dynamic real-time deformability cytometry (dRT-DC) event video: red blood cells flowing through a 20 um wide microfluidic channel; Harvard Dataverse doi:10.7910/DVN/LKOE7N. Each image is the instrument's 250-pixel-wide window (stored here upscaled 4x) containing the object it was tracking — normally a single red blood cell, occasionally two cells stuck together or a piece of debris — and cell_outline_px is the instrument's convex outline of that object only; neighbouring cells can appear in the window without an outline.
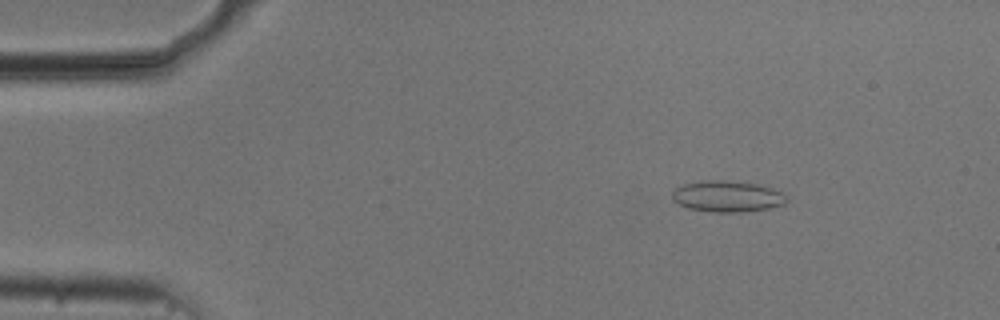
{"species": "common noctule bat (a hibernating species)", "species_latin": "Nyctalus noctula", "temperature_condition": "cold", "stored_images_in_passage": 54, "camera_frame_rate_fps": 3000, "um_per_image_px": 0.085, "animal": {"sex": "male", "body_mass_g": 20.5, "forearm_length_mm": 52.5}, "frame": {"image": 1, "passage_image": 8, "time_ms": 2.333, "image_size_px": [1000, 320], "cell_outline_px": [[788, 200], [784, 204], [768, 208], [744, 212], [712, 212], [688, 208], [672, 200], [672, 192], [676, 188], [684, 184], [708, 180], [724, 180], [760, 184], [772, 188], [788, 196]], "centroid_in_image_um": [61.84, 16.69], "position_along_channel_um": 23.2, "area_um2": 20.81}}
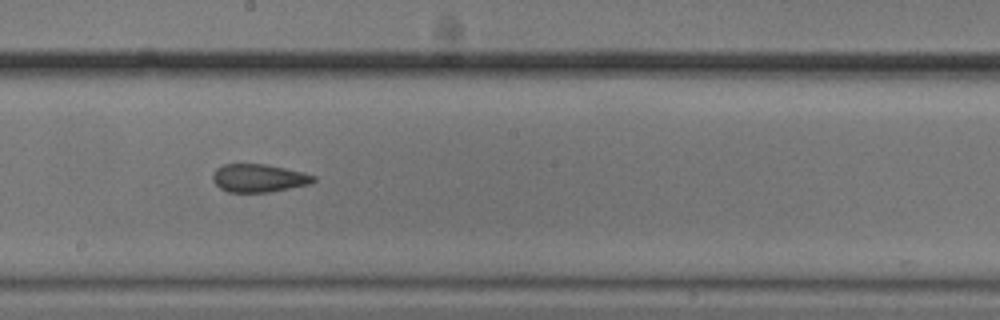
{"frame": {"image": 2, "passage_image": 30, "time_ms": 9.667, "image_size_px": [1000, 320], "cell_outline_px": [[316, 180], [312, 184], [268, 192], [228, 192], [220, 188], [212, 180], [212, 176], [216, 168], [224, 164], [264, 164], [284, 168], [316, 176]], "centroid_in_image_um": [21.98, 15.14], "position_along_channel_um": 226.2, "area_um2": 16.42}}
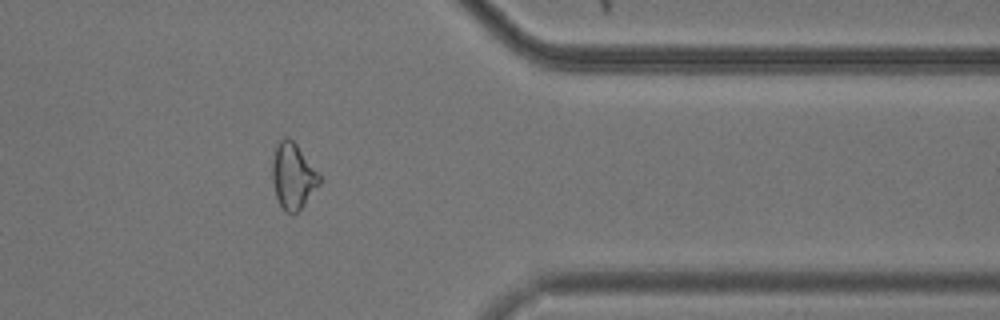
{"frame": {"image": 3, "passage_image": 44, "time_ms": 14.333, "image_size_px": [1000, 320], "cell_outline_px": [[320, 184], [300, 208], [296, 212], [284, 212], [276, 196], [272, 180], [272, 160], [276, 144], [284, 136], [288, 136], [296, 144], [320, 176]], "centroid_in_image_um": [24.87, 14.93], "position_along_channel_um": 386.5, "area_um2": 17.74}, "authors_computed_cell_mechanics": {"area_um2": 18.5827, "velocity_mm_per_s": 3.7441, "shape_relaxation_time_tau1_ms": null, "shape_relaxation_time_tau2_ms": 2.428, "deformation_change_tau1": null, "deformation_change_tau2": 0.0939}}